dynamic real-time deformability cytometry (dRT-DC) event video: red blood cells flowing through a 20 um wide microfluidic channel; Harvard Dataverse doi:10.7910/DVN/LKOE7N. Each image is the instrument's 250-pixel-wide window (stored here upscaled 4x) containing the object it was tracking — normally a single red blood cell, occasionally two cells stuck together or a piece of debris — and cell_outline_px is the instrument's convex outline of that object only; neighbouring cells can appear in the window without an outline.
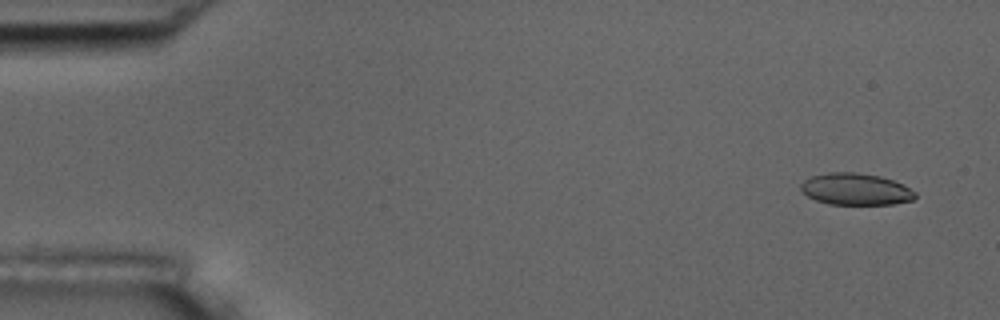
{"species": "common noctule bat (a hibernating species)", "species_latin": "Nyctalus noctula", "temperature_condition": "room temperature", "stored_images_in_passage": 5, "camera_frame_rate_fps": 3000, "um_per_image_px": 0.085, "animal": {"sex": "male", "body_mass_g": 17.5, "forearm_length_mm": 52.3}, "frame": {"image": 1, "passage_image": 1, "time_ms": 0.0, "image_size_px": [1000, 320], "cell_outline_px": [[916, 196], [912, 200], [892, 204], [828, 204], [816, 200], [808, 196], [800, 188], [800, 184], [804, 180], [812, 176], [828, 172], [856, 172], [880, 176], [904, 184], [916, 192]], "centroid_in_image_um": [72.74, 16.07], "position_along_channel_um": 12.3, "area_um2": 21.15}}